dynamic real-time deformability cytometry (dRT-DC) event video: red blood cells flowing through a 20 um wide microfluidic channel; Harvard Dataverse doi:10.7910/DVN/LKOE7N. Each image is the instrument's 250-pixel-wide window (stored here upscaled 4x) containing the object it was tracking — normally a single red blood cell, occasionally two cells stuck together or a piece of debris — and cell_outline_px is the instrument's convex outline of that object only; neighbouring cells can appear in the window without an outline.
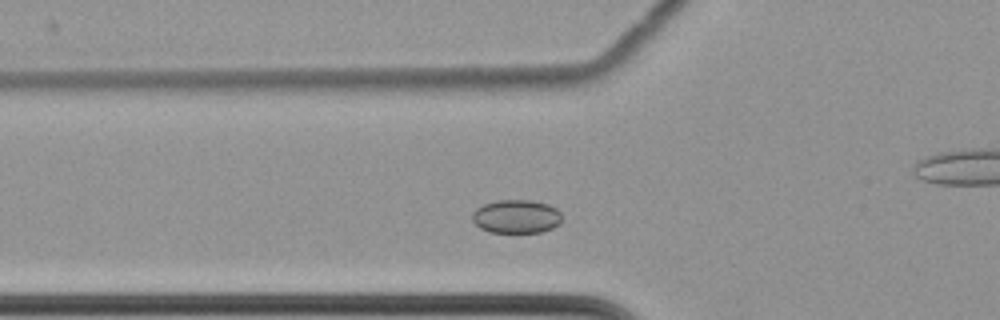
{"species": "common noctule bat (a hibernating species)", "species_latin": "Nyctalus noctula", "temperature_condition": "cold", "stored_images_in_passage": 56, "camera_frame_rate_fps": 3000, "um_per_image_px": 0.085, "animal": {"sex": "female", "body_mass_g": 22.7, "forearm_length_mm": 54.2}, "frame": {"image": 1, "passage_image": 16, "time_ms": 5.0, "image_size_px": [1000, 320], "cell_outline_px": [[560, 224], [552, 228], [540, 232], [488, 232], [480, 228], [472, 220], [472, 212], [476, 208], [484, 204], [496, 200], [532, 200], [548, 204], [556, 208], [560, 212]], "centroid_in_image_um": [43.87, 18.39], "position_along_channel_um": 81.9, "area_um2": 17.57}}
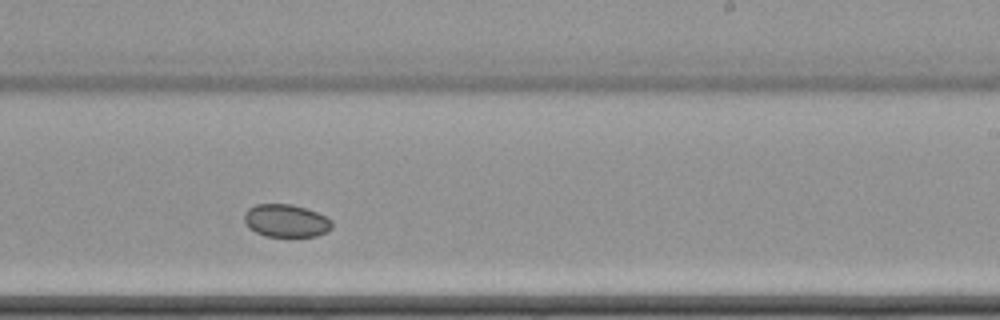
{"frame": {"image": 2, "passage_image": 32, "time_ms": 10.333, "image_size_px": [1000, 320], "cell_outline_px": [[332, 228], [328, 232], [316, 236], [288, 240], [264, 236], [248, 228], [244, 220], [244, 212], [248, 208], [256, 204], [292, 204], [316, 212], [332, 220]], "centroid_in_image_um": [24.31, 18.82], "position_along_channel_um": 264.7, "area_um2": 17.57}}
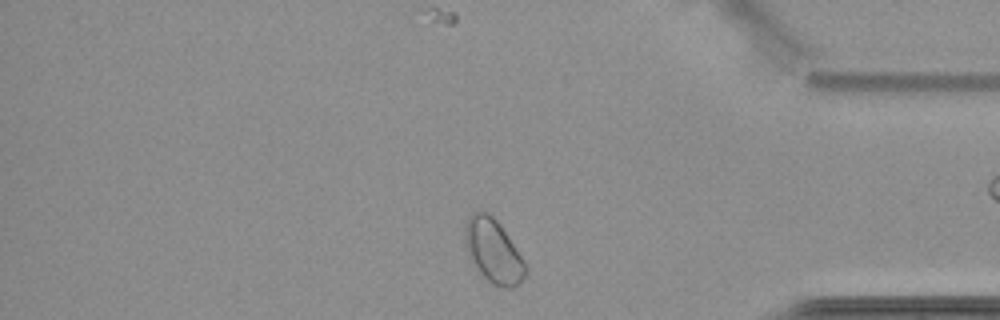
{"frame": {"image": 3, "passage_image": 45, "time_ms": 14.667, "image_size_px": [1000, 320], "cell_outline_px": [[528, 272], [512, 288], [508, 288], [492, 284], [472, 264], [468, 256], [464, 240], [464, 228], [468, 216], [472, 212], [488, 212], [500, 224], [524, 260], [528, 268]], "centroid_in_image_um": [41.91, 21.32], "position_along_channel_um": 393.3, "area_um2": 22.43}}